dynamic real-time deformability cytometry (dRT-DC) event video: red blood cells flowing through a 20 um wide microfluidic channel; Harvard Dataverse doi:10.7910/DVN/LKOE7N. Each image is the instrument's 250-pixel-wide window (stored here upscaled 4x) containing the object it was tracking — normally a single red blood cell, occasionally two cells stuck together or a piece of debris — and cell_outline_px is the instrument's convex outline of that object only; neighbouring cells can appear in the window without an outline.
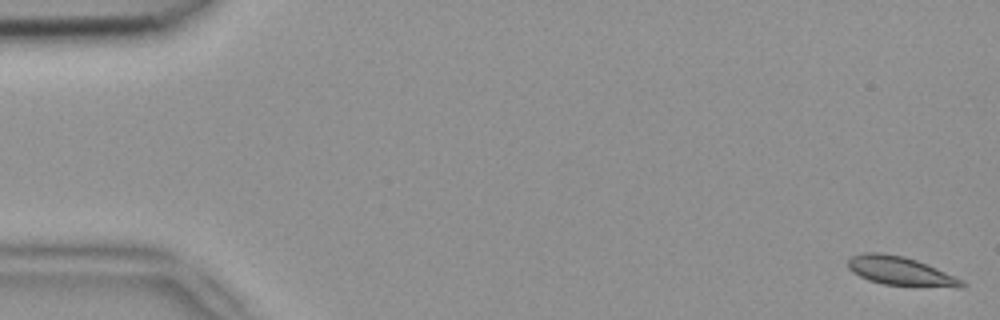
{"species": "common noctule bat (a hibernating species)", "species_latin": "Nyctalus noctula", "temperature_condition": "room temperature", "stored_images_in_passage": 52, "camera_frame_rate_fps": 3000, "um_per_image_px": 0.085, "animal": {"sex": "female", "body_mass_g": 18.4}, "frame": {"image": 1, "passage_image": 1, "time_ms": 0.0, "image_size_px": [1000, 320], "cell_outline_px": [[968, 284], [960, 288], [956, 288], [884, 284], [868, 280], [852, 272], [848, 268], [848, 260], [852, 256], [864, 252], [880, 252], [904, 256], [916, 260], [936, 268]], "centroid_in_image_um": [76.5, 23.04], "position_along_channel_um": 8.5, "area_um2": 18.96}}
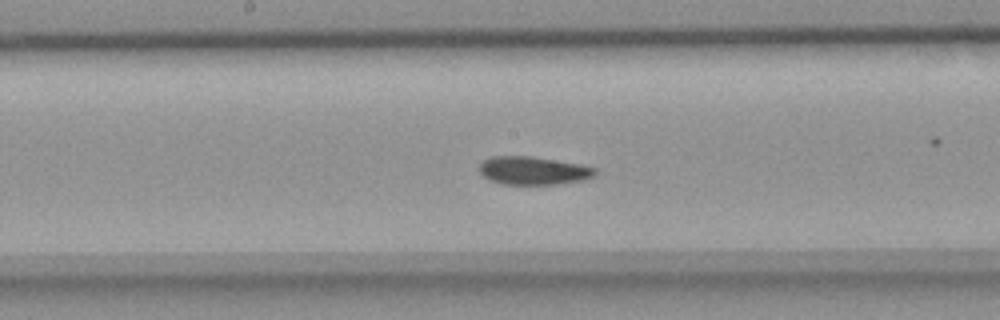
{"frame": {"image": 2, "passage_image": 27, "time_ms": 8.667, "image_size_px": [1000, 320], "cell_outline_px": [[596, 176], [584, 180], [556, 184], [500, 184], [488, 180], [476, 168], [484, 160], [492, 156], [532, 156], [584, 164], [596, 168]], "centroid_in_image_um": [45.34, 14.5], "position_along_channel_um": 202.9, "area_um2": 19.36}}
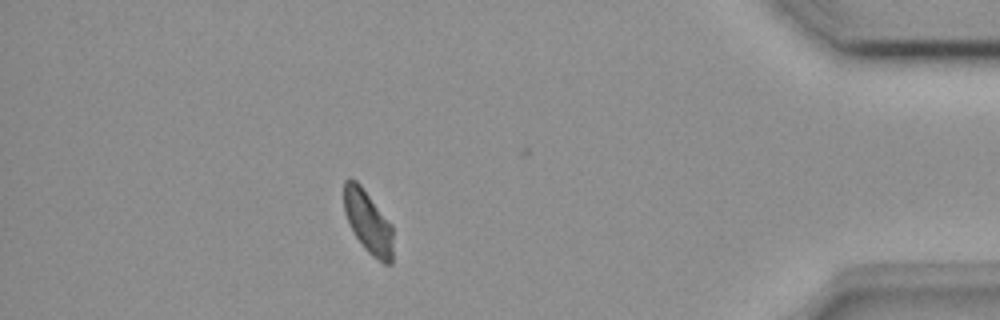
{"frame": {"image": 3, "passage_image": 46, "time_ms": 15.0, "image_size_px": [1000, 320], "cell_outline_px": [[392, 264], [384, 264], [372, 256], [364, 248], [356, 236], [344, 212], [344, 180], [356, 180], [360, 184], [392, 224]], "centroid_in_image_um": [31.3, 18.88], "position_along_channel_um": 403.9, "area_um2": 17.74}, "authors_computed_cell_mechanics": {"area_um2": 19.1607, "velocity_mm_per_s": 3.8891, "shape_relaxation_time_tau1_ms": 4.9617, "shape_relaxation_time_tau2_ms": 3.5916, "deformation_change_tau1": 0.1166, "deformation_change_tau2": 0.052}}